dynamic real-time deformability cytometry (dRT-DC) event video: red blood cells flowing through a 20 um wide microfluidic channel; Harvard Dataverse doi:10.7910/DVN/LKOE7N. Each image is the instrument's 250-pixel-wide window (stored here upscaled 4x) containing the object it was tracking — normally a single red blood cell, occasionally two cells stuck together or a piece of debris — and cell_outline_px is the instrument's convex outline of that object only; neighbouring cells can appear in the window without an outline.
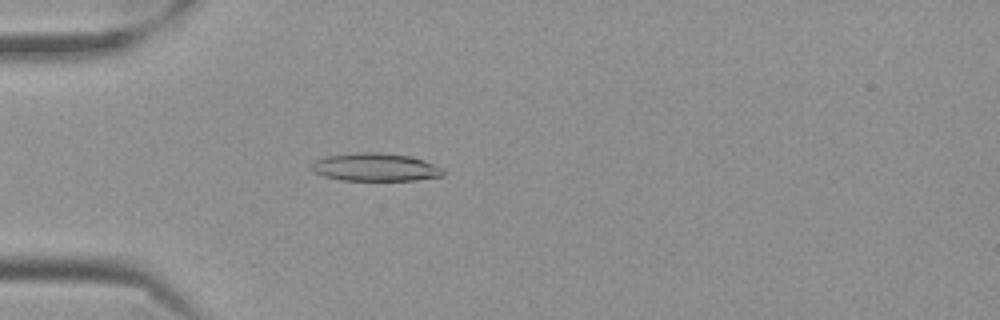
{"species": "Egyptian fruit bat (a non-hibernating species)", "species_latin": "Rousettus aegyptiacus", "temperature_condition": "cold", "stored_images_in_passage": 50, "camera_frame_rate_fps": 3000, "um_per_image_px": 0.085, "frame": {"image": 1, "passage_image": 9, "time_ms": 2.667, "image_size_px": [1000, 320], "cell_outline_px": [[444, 176], [416, 180], [344, 180], [324, 176], [316, 172], [312, 168], [312, 164], [316, 160], [328, 156], [360, 152], [380, 152], [412, 156], [424, 160], [440, 168], [444, 172]], "centroid_in_image_um": [31.95, 14.21], "position_along_channel_um": 53.1, "area_um2": 21.21}}
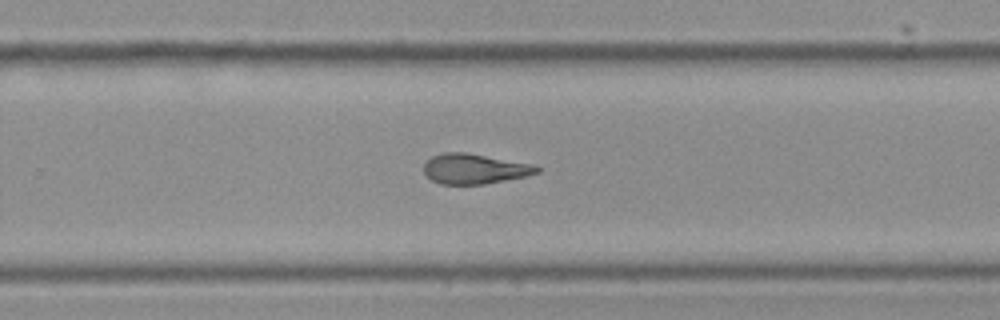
{"frame": {"image": 2, "passage_image": 30, "time_ms": 9.667, "image_size_px": [1000, 320], "cell_outline_px": [[540, 172], [524, 176], [484, 184], [440, 184], [432, 180], [424, 172], [424, 164], [432, 156], [444, 152], [464, 152], [532, 164], [540, 168]], "centroid_in_image_um": [40.31, 14.35], "position_along_channel_um": 289.5, "area_um2": 19.54}}
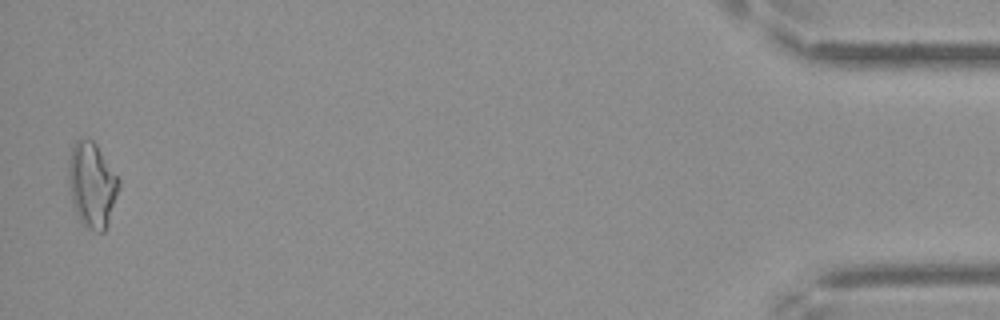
{"frame": {"image": 3, "passage_image": 49, "time_ms": 16.0, "image_size_px": [1000, 320], "cell_outline_px": [[120, 184], [108, 224], [104, 232], [100, 232], [88, 228], [80, 220], [76, 212], [72, 200], [68, 180], [68, 168], [72, 144], [76, 140], [92, 140], [96, 144], [120, 180]], "centroid_in_image_um": [7.82, 15.71], "position_along_channel_um": 427.4, "area_um2": 24.57}, "authors_computed_cell_mechanics": {"area_um2": 20.4323, "velocity_mm_per_s": 3.5261, "shape_relaxation_time_tau1_ms": 6.6883, "shape_relaxation_time_tau2_ms": 3.4422, "deformation_change_tau1": 0.1878, "deformation_change_tau2": 0.1314}}